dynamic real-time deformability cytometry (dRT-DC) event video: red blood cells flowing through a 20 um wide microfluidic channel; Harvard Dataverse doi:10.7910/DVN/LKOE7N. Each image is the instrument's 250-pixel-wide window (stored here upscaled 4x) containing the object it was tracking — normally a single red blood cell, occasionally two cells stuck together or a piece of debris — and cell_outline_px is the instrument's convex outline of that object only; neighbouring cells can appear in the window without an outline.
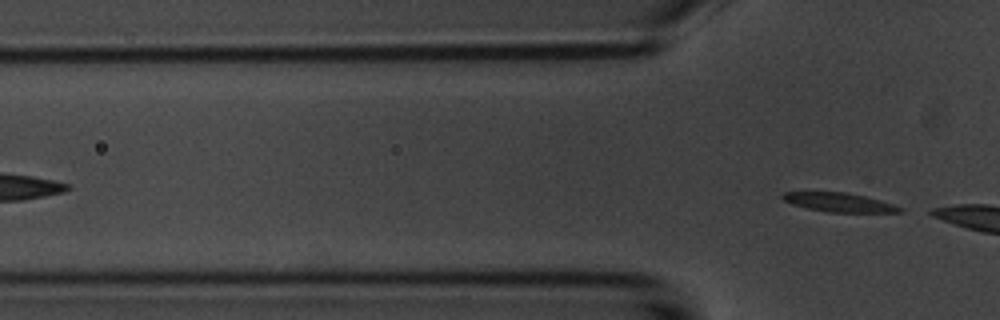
{"species": "common noctule bat (a hibernating species)", "species_latin": "Nyctalus noctula", "temperature_condition": "room temperature", "stored_images_in_passage": 8, "camera_frame_rate_fps": 3000, "um_per_image_px": 0.085, "animal": {"sex": "male", "body_mass_g": 20.1, "forearm_length_mm": 53.5}, "frame": {"image": 1, "passage_image": 8, "time_ms": 8.667, "image_size_px": [1000, 320], "cell_outline_px": [[904, 212], [828, 212], [808, 208], [792, 204], [784, 200], [780, 196], [784, 192], [848, 192], [880, 200], [904, 208]], "centroid_in_image_um": [71.34, 17.2], "position_along_channel_um": 54.5, "area_um2": 12.89}}